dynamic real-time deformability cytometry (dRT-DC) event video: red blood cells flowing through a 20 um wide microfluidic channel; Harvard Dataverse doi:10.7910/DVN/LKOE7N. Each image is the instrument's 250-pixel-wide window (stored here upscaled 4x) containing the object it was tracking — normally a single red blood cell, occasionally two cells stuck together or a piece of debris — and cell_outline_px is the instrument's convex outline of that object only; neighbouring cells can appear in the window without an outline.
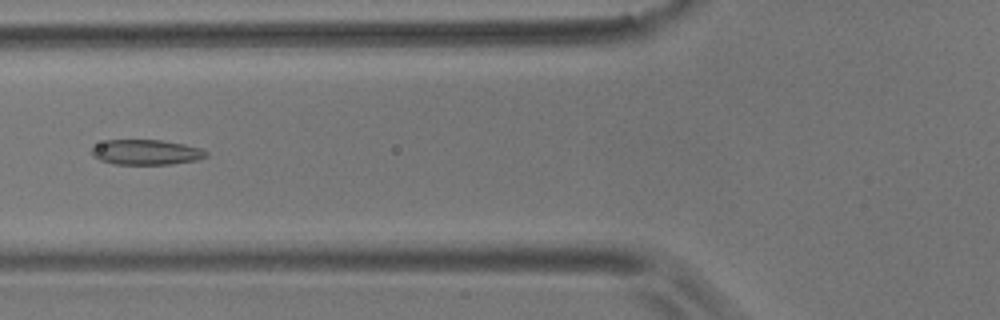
{"species": "common noctule bat (a hibernating species)", "species_latin": "Nyctalus noctula", "temperature_condition": "room temperature", "stored_images_in_passage": 9, "camera_frame_rate_fps": 3000, "um_per_image_px": 0.085, "animal": {"sex": "male", "body_mass_g": 17.9}, "frame": {"image": 1, "passage_image": 4, "time_ms": 1.0, "image_size_px": [1000, 320], "cell_outline_px": [[208, 156], [196, 160], [172, 164], [112, 164], [100, 160], [92, 156], [92, 148], [104, 140], [160, 140], [184, 144], [200, 148], [208, 152]], "centroid_in_image_um": [12.42, 12.94], "position_along_channel_um": 113.4, "area_um2": 16.76}}
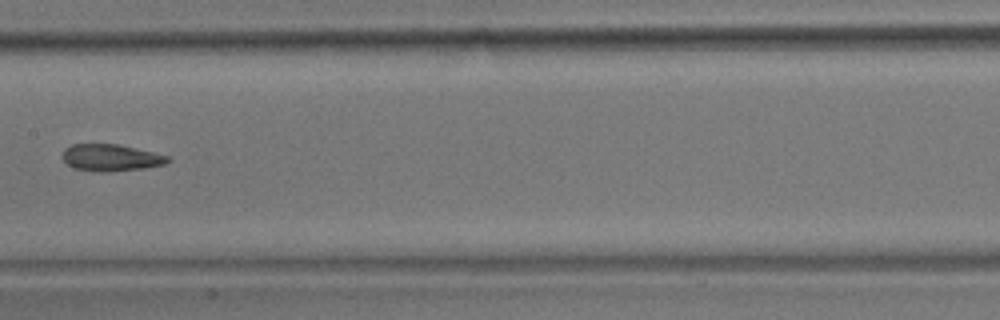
{"frame": {"image": 2, "passage_image": 6, "time_ms": 1.667, "image_size_px": [1000, 320], "cell_outline_px": [[172, 160], [164, 164], [144, 168], [112, 172], [100, 172], [72, 168], [60, 156], [64, 148], [72, 144], [116, 144], [136, 148], [168, 156]], "centroid_in_image_um": [9.38, 13.41], "position_along_channel_um": 198.0, "area_um2": 16.59}}
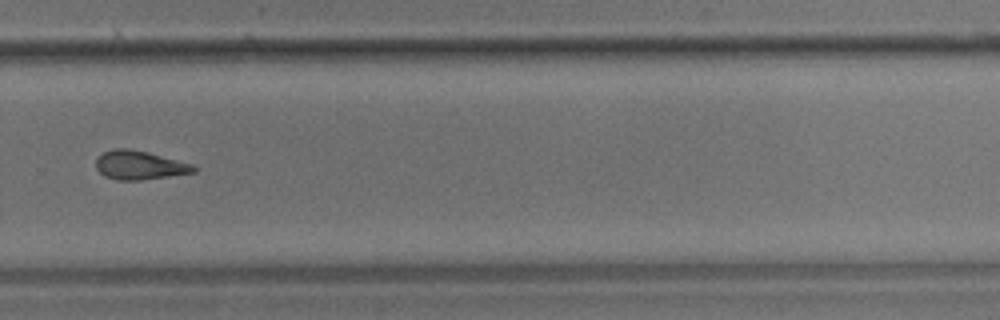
{"frame": {"image": 3, "passage_image": 9, "time_ms": 2.667, "image_size_px": [1000, 320], "cell_outline_px": [[196, 172], [140, 180], [116, 180], [104, 176], [96, 168], [96, 160], [104, 152], [116, 148], [128, 148], [148, 152], [192, 164], [196, 168]], "centroid_in_image_um": [11.84, 14.04], "position_along_channel_um": 318.0, "area_um2": 16.24}}